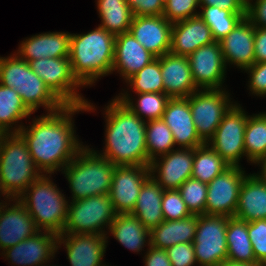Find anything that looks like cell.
<instances>
[{
    "label": "cell",
    "instance_id": "1",
    "mask_svg": "<svg viewBox=\"0 0 266 266\" xmlns=\"http://www.w3.org/2000/svg\"><path fill=\"white\" fill-rule=\"evenodd\" d=\"M92 109L90 103L65 105L59 111L35 119L29 129L19 125L13 133H19L25 140L36 168L52 174L64 168L84 147L74 135L71 115Z\"/></svg>",
    "mask_w": 266,
    "mask_h": 266
},
{
    "label": "cell",
    "instance_id": "2",
    "mask_svg": "<svg viewBox=\"0 0 266 266\" xmlns=\"http://www.w3.org/2000/svg\"><path fill=\"white\" fill-rule=\"evenodd\" d=\"M106 146L100 154L114 165H148L146 122L118 98L106 109Z\"/></svg>",
    "mask_w": 266,
    "mask_h": 266
},
{
    "label": "cell",
    "instance_id": "3",
    "mask_svg": "<svg viewBox=\"0 0 266 266\" xmlns=\"http://www.w3.org/2000/svg\"><path fill=\"white\" fill-rule=\"evenodd\" d=\"M115 35L102 27L87 34H71L69 59L73 75L82 85L112 73Z\"/></svg>",
    "mask_w": 266,
    "mask_h": 266
},
{
    "label": "cell",
    "instance_id": "4",
    "mask_svg": "<svg viewBox=\"0 0 266 266\" xmlns=\"http://www.w3.org/2000/svg\"><path fill=\"white\" fill-rule=\"evenodd\" d=\"M0 84L15 89L25 107L33 113L44 106L50 113L59 111L65 104L33 72L29 63L15 54L0 57Z\"/></svg>",
    "mask_w": 266,
    "mask_h": 266
},
{
    "label": "cell",
    "instance_id": "5",
    "mask_svg": "<svg viewBox=\"0 0 266 266\" xmlns=\"http://www.w3.org/2000/svg\"><path fill=\"white\" fill-rule=\"evenodd\" d=\"M116 165L83 147L62 169L72 191V201L109 194Z\"/></svg>",
    "mask_w": 266,
    "mask_h": 266
},
{
    "label": "cell",
    "instance_id": "6",
    "mask_svg": "<svg viewBox=\"0 0 266 266\" xmlns=\"http://www.w3.org/2000/svg\"><path fill=\"white\" fill-rule=\"evenodd\" d=\"M40 173L23 137L6 133L0 143V183L5 197L14 200L21 196Z\"/></svg>",
    "mask_w": 266,
    "mask_h": 266
},
{
    "label": "cell",
    "instance_id": "7",
    "mask_svg": "<svg viewBox=\"0 0 266 266\" xmlns=\"http://www.w3.org/2000/svg\"><path fill=\"white\" fill-rule=\"evenodd\" d=\"M17 199L25 206L40 231L58 235L63 232L69 204L46 175L42 174L31 183Z\"/></svg>",
    "mask_w": 266,
    "mask_h": 266
},
{
    "label": "cell",
    "instance_id": "8",
    "mask_svg": "<svg viewBox=\"0 0 266 266\" xmlns=\"http://www.w3.org/2000/svg\"><path fill=\"white\" fill-rule=\"evenodd\" d=\"M114 211L109 194L91 196L72 201L68 205L67 219L61 234H100L103 225L108 228L114 220Z\"/></svg>",
    "mask_w": 266,
    "mask_h": 266
},
{
    "label": "cell",
    "instance_id": "9",
    "mask_svg": "<svg viewBox=\"0 0 266 266\" xmlns=\"http://www.w3.org/2000/svg\"><path fill=\"white\" fill-rule=\"evenodd\" d=\"M228 218L217 215H198L193 246L196 260L201 266H218L227 261Z\"/></svg>",
    "mask_w": 266,
    "mask_h": 266
},
{
    "label": "cell",
    "instance_id": "10",
    "mask_svg": "<svg viewBox=\"0 0 266 266\" xmlns=\"http://www.w3.org/2000/svg\"><path fill=\"white\" fill-rule=\"evenodd\" d=\"M29 65L65 105H86L88 102L77 94L82 84L73 75L69 57L42 58Z\"/></svg>",
    "mask_w": 266,
    "mask_h": 266
},
{
    "label": "cell",
    "instance_id": "11",
    "mask_svg": "<svg viewBox=\"0 0 266 266\" xmlns=\"http://www.w3.org/2000/svg\"><path fill=\"white\" fill-rule=\"evenodd\" d=\"M203 90H197L187 98L197 133L205 143H208L233 104L222 89Z\"/></svg>",
    "mask_w": 266,
    "mask_h": 266
},
{
    "label": "cell",
    "instance_id": "12",
    "mask_svg": "<svg viewBox=\"0 0 266 266\" xmlns=\"http://www.w3.org/2000/svg\"><path fill=\"white\" fill-rule=\"evenodd\" d=\"M248 116L240 106L233 104L223 116L208 145L230 166L238 165L242 156H246L244 148V132Z\"/></svg>",
    "mask_w": 266,
    "mask_h": 266
},
{
    "label": "cell",
    "instance_id": "13",
    "mask_svg": "<svg viewBox=\"0 0 266 266\" xmlns=\"http://www.w3.org/2000/svg\"><path fill=\"white\" fill-rule=\"evenodd\" d=\"M245 177L240 166H230L209 182L204 214L234 217Z\"/></svg>",
    "mask_w": 266,
    "mask_h": 266
},
{
    "label": "cell",
    "instance_id": "14",
    "mask_svg": "<svg viewBox=\"0 0 266 266\" xmlns=\"http://www.w3.org/2000/svg\"><path fill=\"white\" fill-rule=\"evenodd\" d=\"M150 176L148 165H116L109 191L116 214L132 213L141 187Z\"/></svg>",
    "mask_w": 266,
    "mask_h": 266
},
{
    "label": "cell",
    "instance_id": "15",
    "mask_svg": "<svg viewBox=\"0 0 266 266\" xmlns=\"http://www.w3.org/2000/svg\"><path fill=\"white\" fill-rule=\"evenodd\" d=\"M194 83L202 89H220L225 78V61L220 42L201 46L188 56Z\"/></svg>",
    "mask_w": 266,
    "mask_h": 266
},
{
    "label": "cell",
    "instance_id": "16",
    "mask_svg": "<svg viewBox=\"0 0 266 266\" xmlns=\"http://www.w3.org/2000/svg\"><path fill=\"white\" fill-rule=\"evenodd\" d=\"M129 32L156 57L170 53L172 23L161 16H133Z\"/></svg>",
    "mask_w": 266,
    "mask_h": 266
},
{
    "label": "cell",
    "instance_id": "17",
    "mask_svg": "<svg viewBox=\"0 0 266 266\" xmlns=\"http://www.w3.org/2000/svg\"><path fill=\"white\" fill-rule=\"evenodd\" d=\"M161 157L160 163L156 159L150 163L151 176L164 190L179 189L192 176L194 149L172 150ZM156 171L159 176L157 179L154 176Z\"/></svg>",
    "mask_w": 266,
    "mask_h": 266
},
{
    "label": "cell",
    "instance_id": "18",
    "mask_svg": "<svg viewBox=\"0 0 266 266\" xmlns=\"http://www.w3.org/2000/svg\"><path fill=\"white\" fill-rule=\"evenodd\" d=\"M162 120L171 129L175 144L189 149L205 144L197 133L187 97L170 98Z\"/></svg>",
    "mask_w": 266,
    "mask_h": 266
},
{
    "label": "cell",
    "instance_id": "19",
    "mask_svg": "<svg viewBox=\"0 0 266 266\" xmlns=\"http://www.w3.org/2000/svg\"><path fill=\"white\" fill-rule=\"evenodd\" d=\"M39 231L33 218L17 198L16 203L9 208L0 203V248L3 251Z\"/></svg>",
    "mask_w": 266,
    "mask_h": 266
},
{
    "label": "cell",
    "instance_id": "20",
    "mask_svg": "<svg viewBox=\"0 0 266 266\" xmlns=\"http://www.w3.org/2000/svg\"><path fill=\"white\" fill-rule=\"evenodd\" d=\"M255 27L246 18H242L233 30L220 40L221 51L226 62L246 69L255 63L254 55Z\"/></svg>",
    "mask_w": 266,
    "mask_h": 266
},
{
    "label": "cell",
    "instance_id": "21",
    "mask_svg": "<svg viewBox=\"0 0 266 266\" xmlns=\"http://www.w3.org/2000/svg\"><path fill=\"white\" fill-rule=\"evenodd\" d=\"M106 242V236L100 234H60L57 246L65 245L71 266H103Z\"/></svg>",
    "mask_w": 266,
    "mask_h": 266
},
{
    "label": "cell",
    "instance_id": "22",
    "mask_svg": "<svg viewBox=\"0 0 266 266\" xmlns=\"http://www.w3.org/2000/svg\"><path fill=\"white\" fill-rule=\"evenodd\" d=\"M37 232L32 237L7 248L4 252L7 259H11L12 263L21 264L23 266H40L44 264L50 257L54 256L58 246V234L45 231ZM45 233V234H44ZM41 234V235H40Z\"/></svg>",
    "mask_w": 266,
    "mask_h": 266
},
{
    "label": "cell",
    "instance_id": "23",
    "mask_svg": "<svg viewBox=\"0 0 266 266\" xmlns=\"http://www.w3.org/2000/svg\"><path fill=\"white\" fill-rule=\"evenodd\" d=\"M164 93L170 98L189 97L198 90L195 85L187 56L171 53L160 56Z\"/></svg>",
    "mask_w": 266,
    "mask_h": 266
},
{
    "label": "cell",
    "instance_id": "24",
    "mask_svg": "<svg viewBox=\"0 0 266 266\" xmlns=\"http://www.w3.org/2000/svg\"><path fill=\"white\" fill-rule=\"evenodd\" d=\"M212 42H215L212 31L199 15L172 24L171 54L188 57Z\"/></svg>",
    "mask_w": 266,
    "mask_h": 266
},
{
    "label": "cell",
    "instance_id": "25",
    "mask_svg": "<svg viewBox=\"0 0 266 266\" xmlns=\"http://www.w3.org/2000/svg\"><path fill=\"white\" fill-rule=\"evenodd\" d=\"M156 58L130 32L115 36L112 71L118 69L126 81Z\"/></svg>",
    "mask_w": 266,
    "mask_h": 266
},
{
    "label": "cell",
    "instance_id": "26",
    "mask_svg": "<svg viewBox=\"0 0 266 266\" xmlns=\"http://www.w3.org/2000/svg\"><path fill=\"white\" fill-rule=\"evenodd\" d=\"M70 38L71 34L65 32H48L35 35L22 42L16 55L28 63L47 57H69Z\"/></svg>",
    "mask_w": 266,
    "mask_h": 266
},
{
    "label": "cell",
    "instance_id": "27",
    "mask_svg": "<svg viewBox=\"0 0 266 266\" xmlns=\"http://www.w3.org/2000/svg\"><path fill=\"white\" fill-rule=\"evenodd\" d=\"M234 217L246 222L266 219V178L262 174L246 175Z\"/></svg>",
    "mask_w": 266,
    "mask_h": 266
},
{
    "label": "cell",
    "instance_id": "28",
    "mask_svg": "<svg viewBox=\"0 0 266 266\" xmlns=\"http://www.w3.org/2000/svg\"><path fill=\"white\" fill-rule=\"evenodd\" d=\"M198 215L181 220H164L150 230V245L166 250L178 243H192L195 238Z\"/></svg>",
    "mask_w": 266,
    "mask_h": 266
},
{
    "label": "cell",
    "instance_id": "29",
    "mask_svg": "<svg viewBox=\"0 0 266 266\" xmlns=\"http://www.w3.org/2000/svg\"><path fill=\"white\" fill-rule=\"evenodd\" d=\"M164 189L150 176L142 185L132 215L136 216L149 230L164 221L162 196Z\"/></svg>",
    "mask_w": 266,
    "mask_h": 266
},
{
    "label": "cell",
    "instance_id": "30",
    "mask_svg": "<svg viewBox=\"0 0 266 266\" xmlns=\"http://www.w3.org/2000/svg\"><path fill=\"white\" fill-rule=\"evenodd\" d=\"M109 229L116 240L132 251L142 250L146 237H148V246H150V230L131 213L116 214Z\"/></svg>",
    "mask_w": 266,
    "mask_h": 266
},
{
    "label": "cell",
    "instance_id": "31",
    "mask_svg": "<svg viewBox=\"0 0 266 266\" xmlns=\"http://www.w3.org/2000/svg\"><path fill=\"white\" fill-rule=\"evenodd\" d=\"M227 260L234 263H258L253 254L248 234V222L236 217L228 218L226 231Z\"/></svg>",
    "mask_w": 266,
    "mask_h": 266
},
{
    "label": "cell",
    "instance_id": "32",
    "mask_svg": "<svg viewBox=\"0 0 266 266\" xmlns=\"http://www.w3.org/2000/svg\"><path fill=\"white\" fill-rule=\"evenodd\" d=\"M102 24L107 32L118 34L129 32L133 13L126 0H97Z\"/></svg>",
    "mask_w": 266,
    "mask_h": 266
},
{
    "label": "cell",
    "instance_id": "33",
    "mask_svg": "<svg viewBox=\"0 0 266 266\" xmlns=\"http://www.w3.org/2000/svg\"><path fill=\"white\" fill-rule=\"evenodd\" d=\"M246 157L252 163L266 165V113L248 116L244 132Z\"/></svg>",
    "mask_w": 266,
    "mask_h": 266
},
{
    "label": "cell",
    "instance_id": "34",
    "mask_svg": "<svg viewBox=\"0 0 266 266\" xmlns=\"http://www.w3.org/2000/svg\"><path fill=\"white\" fill-rule=\"evenodd\" d=\"M229 167L207 143L194 149L192 178L208 184Z\"/></svg>",
    "mask_w": 266,
    "mask_h": 266
},
{
    "label": "cell",
    "instance_id": "35",
    "mask_svg": "<svg viewBox=\"0 0 266 266\" xmlns=\"http://www.w3.org/2000/svg\"><path fill=\"white\" fill-rule=\"evenodd\" d=\"M145 137L148 166L154 159H157V155L162 156L169 153L175 145L171 129L162 119L147 121Z\"/></svg>",
    "mask_w": 266,
    "mask_h": 266
},
{
    "label": "cell",
    "instance_id": "36",
    "mask_svg": "<svg viewBox=\"0 0 266 266\" xmlns=\"http://www.w3.org/2000/svg\"><path fill=\"white\" fill-rule=\"evenodd\" d=\"M202 13L199 16L210 27L213 38L219 42L226 37L239 21L246 17V13H232L220 9L218 6H201Z\"/></svg>",
    "mask_w": 266,
    "mask_h": 266
},
{
    "label": "cell",
    "instance_id": "37",
    "mask_svg": "<svg viewBox=\"0 0 266 266\" xmlns=\"http://www.w3.org/2000/svg\"><path fill=\"white\" fill-rule=\"evenodd\" d=\"M31 114L15 89L0 84V128L3 131L9 133L11 124Z\"/></svg>",
    "mask_w": 266,
    "mask_h": 266
},
{
    "label": "cell",
    "instance_id": "38",
    "mask_svg": "<svg viewBox=\"0 0 266 266\" xmlns=\"http://www.w3.org/2000/svg\"><path fill=\"white\" fill-rule=\"evenodd\" d=\"M117 97L123 102L134 114L143 119L142 114L147 117L148 121L162 119L167 102L170 97L163 93H138V105H134L128 94Z\"/></svg>",
    "mask_w": 266,
    "mask_h": 266
},
{
    "label": "cell",
    "instance_id": "39",
    "mask_svg": "<svg viewBox=\"0 0 266 266\" xmlns=\"http://www.w3.org/2000/svg\"><path fill=\"white\" fill-rule=\"evenodd\" d=\"M127 82L136 93H163V76L160 69V57L131 76Z\"/></svg>",
    "mask_w": 266,
    "mask_h": 266
},
{
    "label": "cell",
    "instance_id": "40",
    "mask_svg": "<svg viewBox=\"0 0 266 266\" xmlns=\"http://www.w3.org/2000/svg\"><path fill=\"white\" fill-rule=\"evenodd\" d=\"M178 190L192 215H202L205 213L207 199L206 183L191 177Z\"/></svg>",
    "mask_w": 266,
    "mask_h": 266
},
{
    "label": "cell",
    "instance_id": "41",
    "mask_svg": "<svg viewBox=\"0 0 266 266\" xmlns=\"http://www.w3.org/2000/svg\"><path fill=\"white\" fill-rule=\"evenodd\" d=\"M161 207L164 220H181L192 215L178 189L164 190Z\"/></svg>",
    "mask_w": 266,
    "mask_h": 266
},
{
    "label": "cell",
    "instance_id": "42",
    "mask_svg": "<svg viewBox=\"0 0 266 266\" xmlns=\"http://www.w3.org/2000/svg\"><path fill=\"white\" fill-rule=\"evenodd\" d=\"M200 0H166L164 1L163 17L170 23H176L198 16L194 10L199 6Z\"/></svg>",
    "mask_w": 266,
    "mask_h": 266
},
{
    "label": "cell",
    "instance_id": "43",
    "mask_svg": "<svg viewBox=\"0 0 266 266\" xmlns=\"http://www.w3.org/2000/svg\"><path fill=\"white\" fill-rule=\"evenodd\" d=\"M248 234L256 261L266 266V219L248 222Z\"/></svg>",
    "mask_w": 266,
    "mask_h": 266
},
{
    "label": "cell",
    "instance_id": "44",
    "mask_svg": "<svg viewBox=\"0 0 266 266\" xmlns=\"http://www.w3.org/2000/svg\"><path fill=\"white\" fill-rule=\"evenodd\" d=\"M172 266H193L197 263L192 243H178L166 249Z\"/></svg>",
    "mask_w": 266,
    "mask_h": 266
},
{
    "label": "cell",
    "instance_id": "45",
    "mask_svg": "<svg viewBox=\"0 0 266 266\" xmlns=\"http://www.w3.org/2000/svg\"><path fill=\"white\" fill-rule=\"evenodd\" d=\"M133 16H161L164 0H126Z\"/></svg>",
    "mask_w": 266,
    "mask_h": 266
},
{
    "label": "cell",
    "instance_id": "46",
    "mask_svg": "<svg viewBox=\"0 0 266 266\" xmlns=\"http://www.w3.org/2000/svg\"><path fill=\"white\" fill-rule=\"evenodd\" d=\"M250 74V91L259 96L266 95V62L254 63L245 69Z\"/></svg>",
    "mask_w": 266,
    "mask_h": 266
},
{
    "label": "cell",
    "instance_id": "47",
    "mask_svg": "<svg viewBox=\"0 0 266 266\" xmlns=\"http://www.w3.org/2000/svg\"><path fill=\"white\" fill-rule=\"evenodd\" d=\"M247 0L246 18L254 27L266 28V0H256L252 5Z\"/></svg>",
    "mask_w": 266,
    "mask_h": 266
},
{
    "label": "cell",
    "instance_id": "48",
    "mask_svg": "<svg viewBox=\"0 0 266 266\" xmlns=\"http://www.w3.org/2000/svg\"><path fill=\"white\" fill-rule=\"evenodd\" d=\"M199 6H218L232 13H246L247 0H200Z\"/></svg>",
    "mask_w": 266,
    "mask_h": 266
},
{
    "label": "cell",
    "instance_id": "49",
    "mask_svg": "<svg viewBox=\"0 0 266 266\" xmlns=\"http://www.w3.org/2000/svg\"><path fill=\"white\" fill-rule=\"evenodd\" d=\"M145 257L146 266H172L166 250L149 246Z\"/></svg>",
    "mask_w": 266,
    "mask_h": 266
},
{
    "label": "cell",
    "instance_id": "50",
    "mask_svg": "<svg viewBox=\"0 0 266 266\" xmlns=\"http://www.w3.org/2000/svg\"><path fill=\"white\" fill-rule=\"evenodd\" d=\"M255 63L266 62V28L255 27Z\"/></svg>",
    "mask_w": 266,
    "mask_h": 266
},
{
    "label": "cell",
    "instance_id": "51",
    "mask_svg": "<svg viewBox=\"0 0 266 266\" xmlns=\"http://www.w3.org/2000/svg\"><path fill=\"white\" fill-rule=\"evenodd\" d=\"M218 266H264L260 263H234L230 261H224Z\"/></svg>",
    "mask_w": 266,
    "mask_h": 266
},
{
    "label": "cell",
    "instance_id": "52",
    "mask_svg": "<svg viewBox=\"0 0 266 266\" xmlns=\"http://www.w3.org/2000/svg\"><path fill=\"white\" fill-rule=\"evenodd\" d=\"M261 167H262V171L260 174H262L266 178V165L261 166Z\"/></svg>",
    "mask_w": 266,
    "mask_h": 266
},
{
    "label": "cell",
    "instance_id": "53",
    "mask_svg": "<svg viewBox=\"0 0 266 266\" xmlns=\"http://www.w3.org/2000/svg\"><path fill=\"white\" fill-rule=\"evenodd\" d=\"M6 134V132L5 131H3L1 128H0V143H1V141H2V139H3V136Z\"/></svg>",
    "mask_w": 266,
    "mask_h": 266
},
{
    "label": "cell",
    "instance_id": "54",
    "mask_svg": "<svg viewBox=\"0 0 266 266\" xmlns=\"http://www.w3.org/2000/svg\"><path fill=\"white\" fill-rule=\"evenodd\" d=\"M0 191L2 192V194L6 195L4 192H3V189L1 187V183H0Z\"/></svg>",
    "mask_w": 266,
    "mask_h": 266
}]
</instances>
